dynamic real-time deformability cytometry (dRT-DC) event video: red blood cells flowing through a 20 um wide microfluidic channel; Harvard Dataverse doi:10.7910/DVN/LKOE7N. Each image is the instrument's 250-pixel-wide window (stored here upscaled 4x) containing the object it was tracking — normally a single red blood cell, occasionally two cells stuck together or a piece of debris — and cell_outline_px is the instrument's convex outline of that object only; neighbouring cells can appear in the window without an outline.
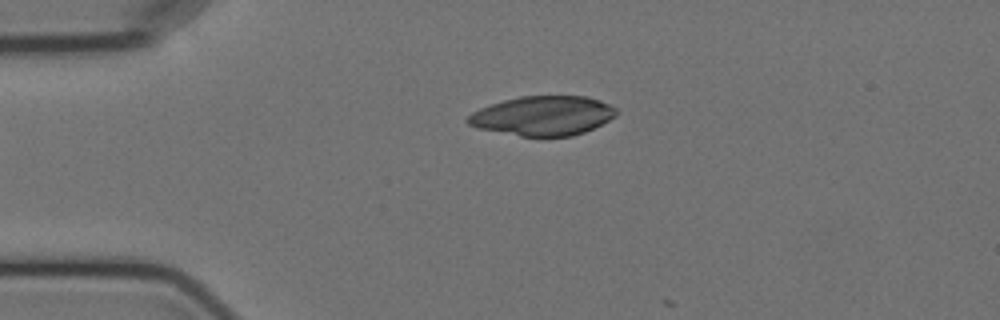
{"species": "Egyptian fruit bat (a non-hibernating species)", "species_latin": "Rousettus aegyptiacus", "temperature_condition": "cold", "stored_images_in_passage": 2, "camera_frame_rate_fps": 3000, "um_per_image_px": 0.085, "animal": {"sex": "female"}, "frame": {"image": 1, "passage_image": 1, "time_ms": 0.0, "image_size_px": [1000, 320], "cell_outline_px": [[616, 116], [584, 132], [572, 136], [520, 136], [476, 128], [468, 124], [464, 120], [472, 112], [480, 108], [504, 100], [520, 96], [588, 96], [600, 100], [616, 108]], "centroid_in_image_um": [46.12, 9.84], "position_along_channel_um": 38.9, "area_um2": 34.04}}